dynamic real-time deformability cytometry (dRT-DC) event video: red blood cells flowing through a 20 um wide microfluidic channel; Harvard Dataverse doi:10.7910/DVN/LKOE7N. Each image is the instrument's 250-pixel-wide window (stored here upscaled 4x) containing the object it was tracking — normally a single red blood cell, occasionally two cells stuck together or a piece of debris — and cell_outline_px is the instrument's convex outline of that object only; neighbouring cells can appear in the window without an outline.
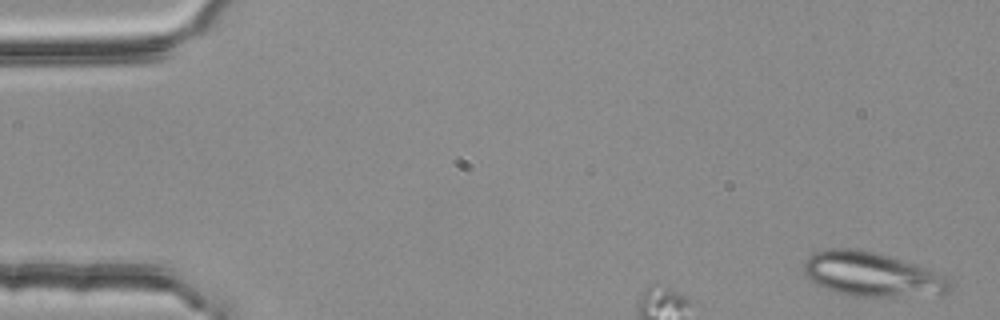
{"species": "common noctule bat (a hibernating species)", "species_latin": "Nyctalus noctula", "temperature_condition": "room temperature", "stored_images_in_passage": 3, "camera_frame_rate_fps": 3000, "um_per_image_px": 0.085, "animal": {"sex": "female", "body_mass_g": 25.1}, "frame": {"image": 1, "passage_image": 1, "time_ms": 0.0, "image_size_px": [1000, 320], "cell_outline_px": [[952, 292], [896, 296], [852, 296], [836, 292], [816, 284], [804, 272], [804, 260], [812, 252], [828, 248], [860, 248], [876, 252], [944, 272], [952, 280]], "centroid_in_image_um": [74.17, 23.29], "position_along_channel_um": 10.8, "area_um2": 38.15}}